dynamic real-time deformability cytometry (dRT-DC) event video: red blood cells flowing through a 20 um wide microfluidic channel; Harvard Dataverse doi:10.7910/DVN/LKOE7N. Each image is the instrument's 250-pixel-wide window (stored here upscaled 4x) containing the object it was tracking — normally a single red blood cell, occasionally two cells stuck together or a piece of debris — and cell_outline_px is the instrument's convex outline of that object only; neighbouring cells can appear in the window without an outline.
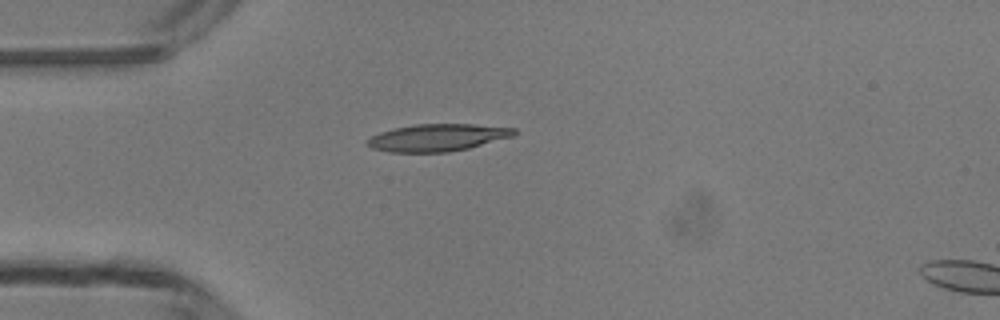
{"species": "common noctule bat (a hibernating species)", "species_latin": "Nyctalus noctula", "temperature_condition": "room temperature", "stored_images_in_passage": 37, "camera_frame_rate_fps": 3000, "um_per_image_px": 0.085, "animal": {"sex": "male", "body_mass_g": 13.3}, "frame": {"image": 1, "passage_image": 1, "time_ms": 0.0, "image_size_px": [1000, 320], "cell_outline_px": [[516, 132], [512, 136], [468, 148], [448, 152], [388, 152], [372, 148], [364, 144], [364, 140], [380, 132], [412, 124], [472, 124], [516, 128]], "centroid_in_image_um": [37.12, 11.69], "position_along_channel_um": 47.9, "area_um2": 23.24}}
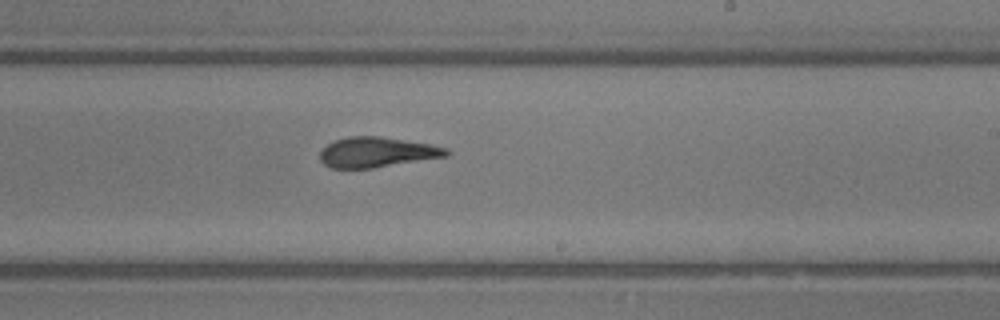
{"frame": {"image": 2, "passage_image": 17, "time_ms": 5.333, "image_size_px": [1000, 320], "cell_outline_px": [[452, 152], [448, 156], [372, 168], [332, 168], [324, 164], [320, 160], [320, 152], [328, 144], [336, 140], [348, 136], [380, 136], [432, 144], [448, 148]], "centroid_in_image_um": [32.08, 12.93], "position_along_channel_um": 256.9, "area_um2": 22.25}}
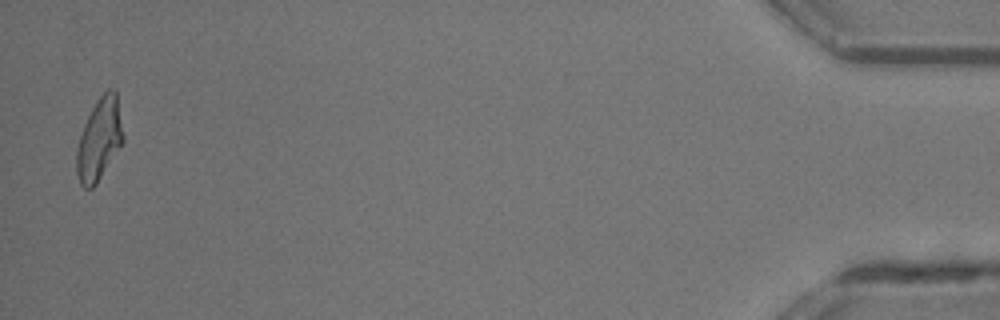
{"frame": {"image": 3, "passage_image": 36, "time_ms": 11.667, "image_size_px": [1000, 320], "cell_outline_px": [[124, 140], [96, 184], [92, 188], [84, 188], [80, 184], [76, 172], [76, 148], [84, 124], [92, 108], [100, 96], [108, 88], [112, 88], [116, 92], [124, 136]], "centroid_in_image_um": [8.43, 11.85], "position_along_channel_um": 426.8, "area_um2": 22.02}, "authors_computed_cell_mechanics": {"area_um2": 22.6576, "velocity_mm_per_s": 4.1823, "shape_relaxation_time_tau1_ms": null, "shape_relaxation_time_tau2_ms": 1.8598, "deformation_change_tau1": null, "deformation_change_tau2": 0.1131}}